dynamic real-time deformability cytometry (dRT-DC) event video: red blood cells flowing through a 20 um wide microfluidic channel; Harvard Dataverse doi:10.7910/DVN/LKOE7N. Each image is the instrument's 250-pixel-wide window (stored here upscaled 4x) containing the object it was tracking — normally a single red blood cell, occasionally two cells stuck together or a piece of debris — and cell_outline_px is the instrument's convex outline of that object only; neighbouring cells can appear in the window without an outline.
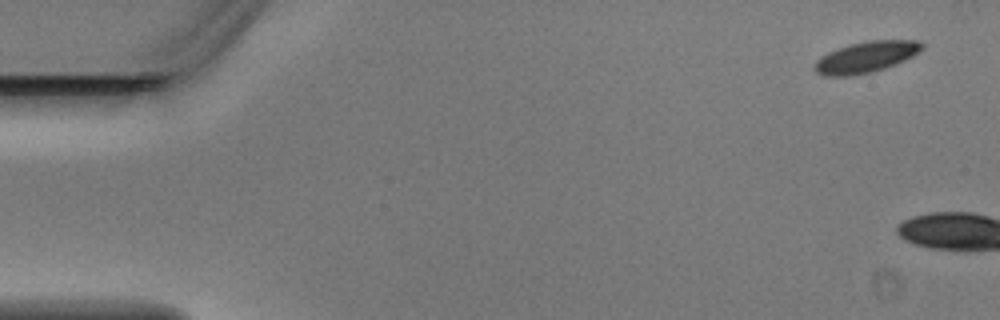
{"species": "Egyptian fruit bat (a non-hibernating species)", "species_latin": "Rousettus aegyptiacus", "temperature_condition": "warm", "stored_images_in_passage": 2, "camera_frame_rate_fps": 3000, "um_per_image_px": 0.085, "animal": {"sex": "male"}, "frame": {"image": 1, "passage_image": 1, "time_ms": 0.0, "image_size_px": [1000, 320], "cell_outline_px": [[924, 48], [920, 52], [896, 64], [872, 72], [852, 76], [824, 76], [816, 72], [812, 68], [816, 60], [820, 56], [828, 52], [852, 44], [868, 40], [920, 40], [924, 44]], "centroid_in_image_um": [73.61, 4.85], "position_along_channel_um": 11.4, "area_um2": 19.59}}